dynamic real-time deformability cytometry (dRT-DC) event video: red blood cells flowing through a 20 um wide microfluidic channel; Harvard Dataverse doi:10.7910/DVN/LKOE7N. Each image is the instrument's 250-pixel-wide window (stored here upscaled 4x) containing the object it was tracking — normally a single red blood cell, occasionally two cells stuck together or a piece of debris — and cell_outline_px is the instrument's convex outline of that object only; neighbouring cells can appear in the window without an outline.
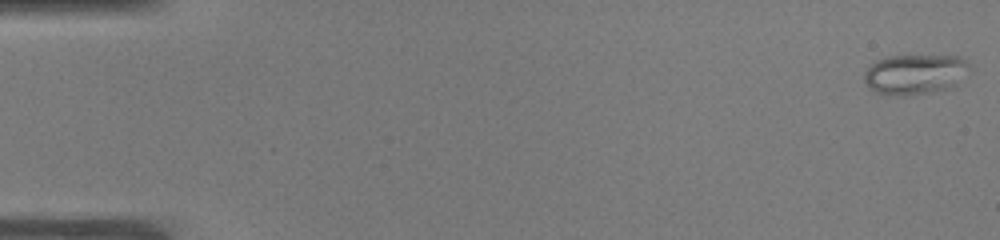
{"species": "common noctule bat (a hibernating species)", "species_latin": "Nyctalus noctula", "temperature_condition": "warm", "stored_images_in_passage": 52, "camera_frame_rate_fps": 3000, "um_per_image_px": 0.085, "animal": {"sex": "male", "body_mass_g": 19.0, "forearm_length_mm": 50.8}, "frame": {"image": 1, "passage_image": 1, "time_ms": 0.0, "image_size_px": [1000, 240], "cell_outline_px": [[972, 72], [952, 88], [908, 96], [900, 96], [876, 92], [868, 88], [864, 80], [864, 72], [876, 60], [888, 56], [956, 56], [964, 60], [968, 64]], "centroid_in_image_um": [77.8, 6.32], "position_along_channel_um": 7.2, "area_um2": 24.91}}
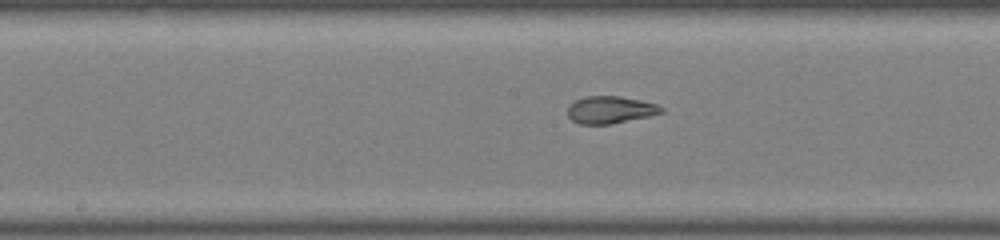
{"frame": {"image": 2, "passage_image": 27, "time_ms": 8.667, "image_size_px": [1000, 240], "cell_outline_px": [[664, 112], [648, 116], [612, 124], [580, 124], [572, 120], [568, 116], [568, 104], [584, 96], [620, 96], [640, 100], [656, 104], [664, 108]], "centroid_in_image_um": [51.86, 9.33], "position_along_channel_um": 196.3, "area_um2": 14.91}}
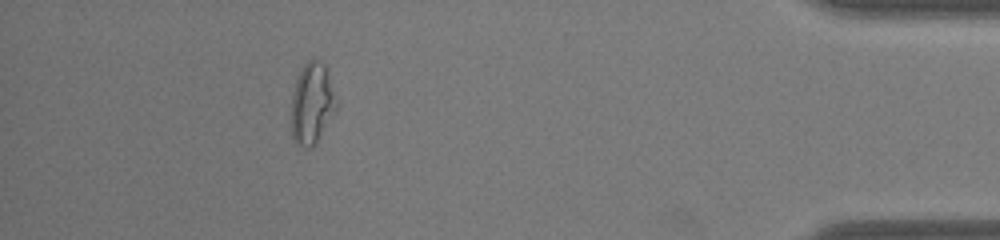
{"frame": {"image": 3, "passage_image": 47, "time_ms": 15.333, "image_size_px": [1000, 240], "cell_outline_px": [[336, 108], [316, 140], [308, 148], [296, 144], [292, 140], [292, 96], [296, 80], [304, 64], [308, 60], [316, 56], [328, 68], [336, 100]], "centroid_in_image_um": [26.51, 8.71], "position_along_channel_um": 408.7, "area_um2": 20.92}, "authors_computed_cell_mechanics": {"area_um2": 19.2185, "velocity_mm_per_s": 3.9396, "shape_relaxation_time_tau1_ms": null, "shape_relaxation_time_tau2_ms": 0.8638, "deformation_change_tau1": null, "deformation_change_tau2": 0.0683}}